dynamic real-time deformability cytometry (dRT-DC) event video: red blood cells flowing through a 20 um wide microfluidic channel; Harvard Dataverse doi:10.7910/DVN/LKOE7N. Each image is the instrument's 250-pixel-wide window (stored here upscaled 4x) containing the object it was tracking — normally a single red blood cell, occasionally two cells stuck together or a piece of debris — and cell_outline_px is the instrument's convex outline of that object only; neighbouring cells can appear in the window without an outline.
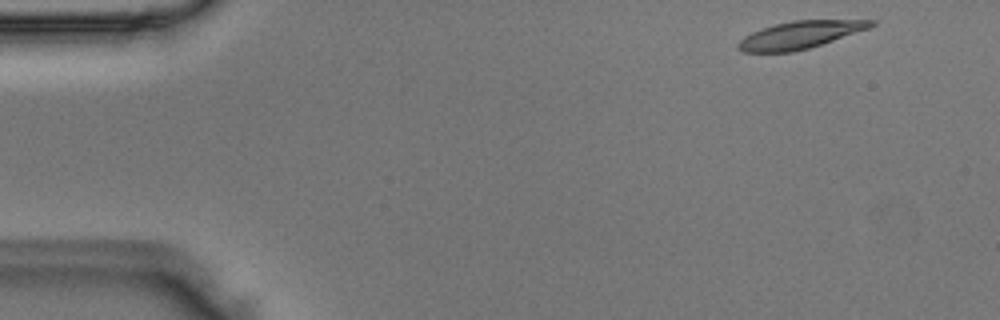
{"species": "Egyptian fruit bat (a non-hibernating species)", "species_latin": "Rousettus aegyptiacus", "temperature_condition": "room temperature", "stored_images_in_passage": 7, "camera_frame_rate_fps": 3000, "um_per_image_px": 0.085, "animal": {"sex": "male"}, "frame": {"image": 1, "passage_image": 1, "time_ms": 0.0, "image_size_px": [1000, 320], "cell_outline_px": [[876, 24], [868, 28], [808, 48], [792, 52], [740, 52], [736, 48], [736, 44], [744, 36], [752, 32], [776, 24], [792, 20], [876, 20]], "centroid_in_image_um": [67.93, 2.97], "position_along_channel_um": 17.1, "area_um2": 20.92}}